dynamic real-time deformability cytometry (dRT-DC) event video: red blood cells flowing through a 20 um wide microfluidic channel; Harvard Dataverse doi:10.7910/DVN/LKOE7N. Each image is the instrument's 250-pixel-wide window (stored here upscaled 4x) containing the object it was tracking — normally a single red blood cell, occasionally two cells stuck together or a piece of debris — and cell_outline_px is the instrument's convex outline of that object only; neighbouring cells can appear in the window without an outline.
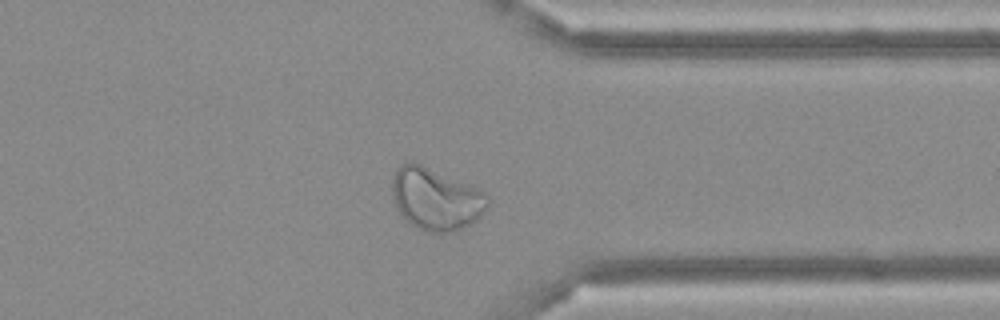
{"species": "Egyptian fruit bat (a non-hibernating species)", "species_latin": "Rousettus aegyptiacus", "temperature_condition": "cold", "stored_images_in_passage": 48, "segment_of_instrument_passage": [1, 2], "camera_frame_rate_fps": 3000, "um_per_image_px": 0.085, "frame": {"image": 1, "passage_image": 36, "time_ms": 11.667, "image_size_px": [1000, 320], "cell_outline_px": [[488, 208], [476, 220], [460, 228], [448, 232], [428, 232], [412, 224], [396, 208], [392, 196], [392, 180], [396, 168], [400, 164], [408, 160], [416, 160], [476, 188], [484, 192], [488, 196]], "centroid_in_image_um": [37.01, 16.85], "position_along_channel_um": 374.4, "area_um2": 34.62}}
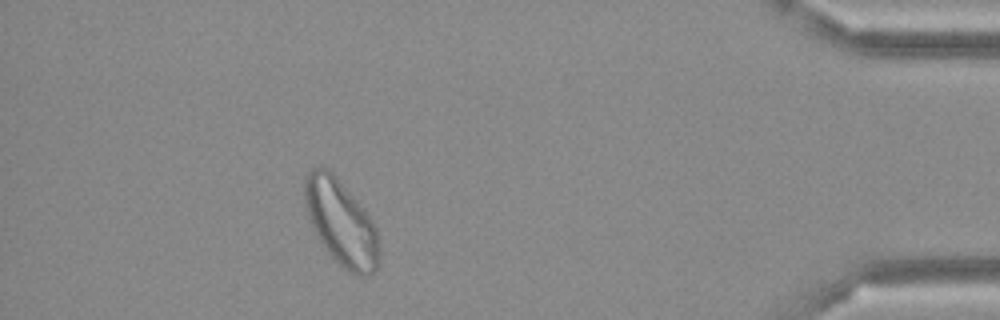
{"frame": {"image": 2, "passage_image": 42, "time_ms": 13.667, "image_size_px": [1000, 320], "cell_outline_px": [[380, 264], [368, 276], [356, 276], [348, 272], [328, 252], [316, 236], [312, 228], [304, 204], [304, 180], [308, 172], [312, 168], [320, 164], [328, 168], [336, 176], [364, 208], [372, 220], [376, 228], [380, 252]], "centroid_in_image_um": [28.98, 18.91], "position_along_channel_um": 406.2, "area_um2": 37.63}}